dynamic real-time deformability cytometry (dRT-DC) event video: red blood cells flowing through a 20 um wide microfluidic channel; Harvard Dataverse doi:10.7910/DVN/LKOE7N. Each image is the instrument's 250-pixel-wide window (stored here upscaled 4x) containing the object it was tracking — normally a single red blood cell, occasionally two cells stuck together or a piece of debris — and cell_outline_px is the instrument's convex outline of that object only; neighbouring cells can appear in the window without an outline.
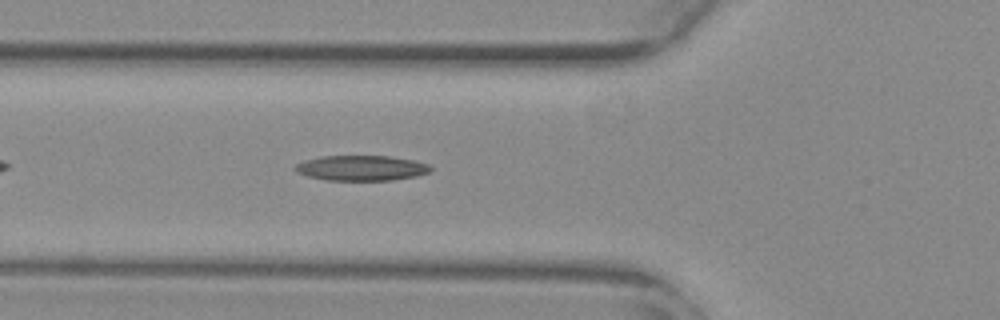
{"species": "common noctule bat (a hibernating species)", "species_latin": "Nyctalus noctula", "temperature_condition": "warm", "stored_images_in_passage": 26, "camera_frame_rate_fps": 3000, "um_per_image_px": 0.085, "animal": {"sex": "female", "body_mass_g": 29.2, "forearm_length_mm": 56.3}, "frame": {"image": 1, "passage_image": 7, "time_ms": 2.0, "image_size_px": [1000, 320], "cell_outline_px": [[432, 168], [428, 172], [416, 176], [392, 180], [324, 180], [308, 176], [296, 172], [292, 168], [296, 164], [304, 160], [320, 156], [388, 156], [412, 160], [428, 164]], "centroid_in_image_um": [30.66, 14.28], "position_along_channel_um": 95.1, "area_um2": 19.88}}
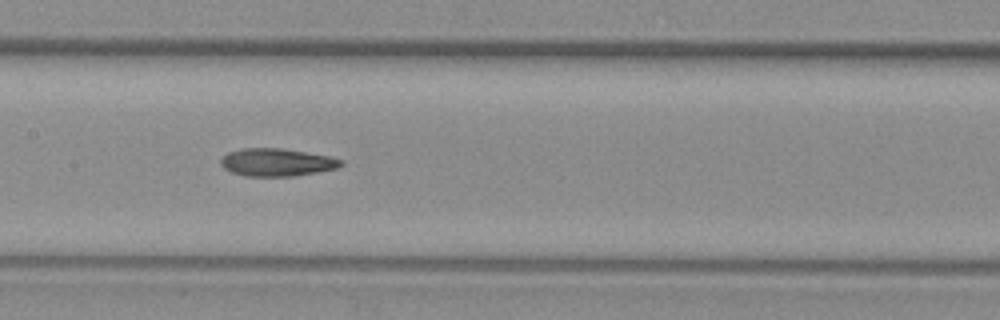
{"frame": {"image": 2, "passage_image": 14, "time_ms": 4.333, "image_size_px": [1000, 320], "cell_outline_px": [[344, 164], [336, 168], [316, 172], [292, 176], [244, 176], [232, 172], [224, 168], [220, 164], [220, 160], [228, 152], [240, 148], [280, 148], [328, 156], [344, 160]], "centroid_in_image_um": [23.5, 13.79], "position_along_channel_um": 183.9, "area_um2": 19.31}}
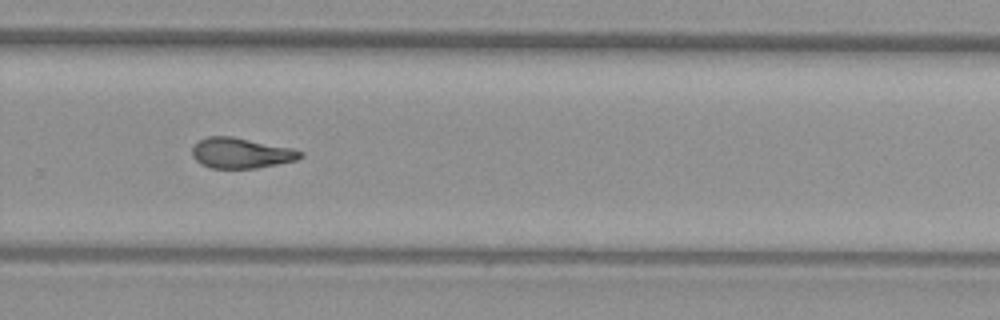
{"frame": {"image": 3, "passage_image": 24, "time_ms": 7.667, "image_size_px": [1000, 320], "cell_outline_px": [[304, 156], [296, 160], [256, 168], [208, 168], [200, 164], [192, 156], [192, 148], [200, 140], [208, 136], [232, 136], [292, 148], [304, 152]], "centroid_in_image_um": [20.48, 13.01], "position_along_channel_um": 309.3, "area_um2": 19.19}}